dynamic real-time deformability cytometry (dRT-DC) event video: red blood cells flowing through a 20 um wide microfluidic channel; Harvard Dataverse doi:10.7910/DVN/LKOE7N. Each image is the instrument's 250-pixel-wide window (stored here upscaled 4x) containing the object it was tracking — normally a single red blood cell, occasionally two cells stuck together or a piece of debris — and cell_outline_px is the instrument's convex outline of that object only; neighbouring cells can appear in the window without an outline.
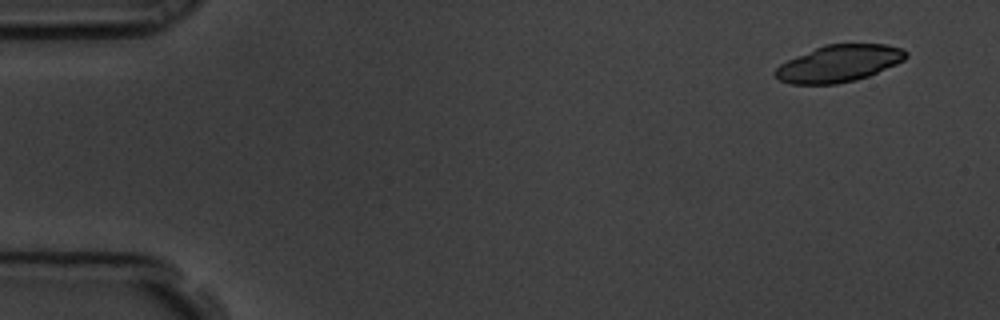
{"species": "common noctule bat (a hibernating species)", "species_latin": "Nyctalus noctula", "temperature_condition": "room temperature", "stored_images_in_passage": 5, "camera_frame_rate_fps": 3000, "um_per_image_px": 0.085, "animal": {"sex": "male", "body_mass_g": 19.5, "forearm_length_mm": 54.6}, "frame": {"image": 1, "passage_image": 1, "time_ms": 0.0, "image_size_px": [1000, 320], "cell_outline_px": [[908, 56], [904, 60], [896, 64], [868, 76], [856, 80], [836, 84], [792, 84], [780, 80], [772, 72], [780, 64], [796, 56], [824, 44], [884, 44], [900, 48], [908, 52]], "centroid_in_image_um": [71.3, 5.4], "position_along_channel_um": 13.7, "area_um2": 27.98}}